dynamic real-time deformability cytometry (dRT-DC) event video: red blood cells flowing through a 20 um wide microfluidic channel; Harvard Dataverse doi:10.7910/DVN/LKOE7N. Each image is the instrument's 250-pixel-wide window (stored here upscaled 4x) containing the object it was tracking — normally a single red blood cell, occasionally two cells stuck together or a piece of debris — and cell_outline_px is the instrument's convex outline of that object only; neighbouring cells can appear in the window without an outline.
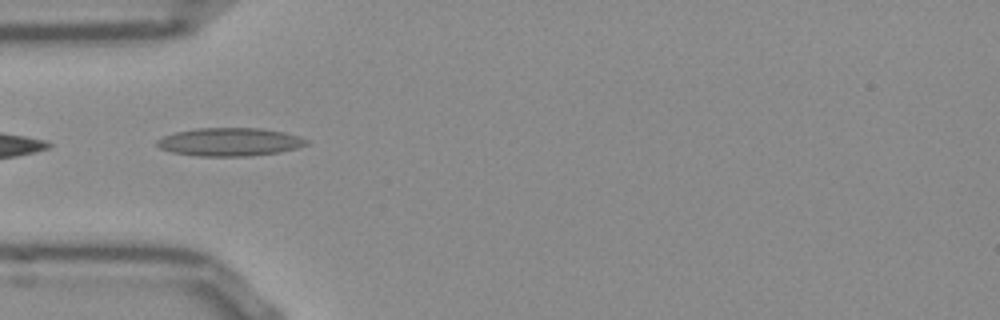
{"species": "Egyptian fruit bat (a non-hibernating species)", "species_latin": "Rousettus aegyptiacus", "temperature_condition": "room temperature", "stored_images_in_passage": 14, "camera_frame_rate_fps": 3000, "um_per_image_px": 0.085, "frame": {"image": 1, "passage_image": 1, "time_ms": 0.0, "image_size_px": [1000, 320], "cell_outline_px": [[308, 144], [296, 148], [280, 152], [248, 156], [200, 156], [172, 152], [160, 148], [156, 144], [156, 140], [164, 136], [176, 132], [196, 128], [260, 128], [284, 132], [300, 136], [308, 140]], "centroid_in_image_um": [19.54, 12.06], "position_along_channel_um": 65.5, "area_um2": 24.51}}
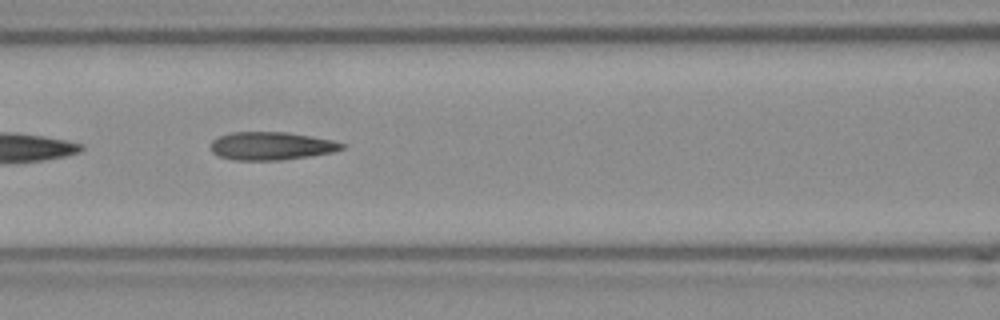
{"frame": {"image": 2, "passage_image": 7, "time_ms": 2.0, "image_size_px": [1000, 320], "cell_outline_px": [[348, 144], [344, 148], [332, 152], [308, 156], [280, 160], [236, 160], [220, 156], [212, 152], [212, 140], [220, 136], [232, 132], [288, 132], [332, 140]], "centroid_in_image_um": [23.09, 12.4], "position_along_channel_um": 143.5, "area_um2": 21.27}}
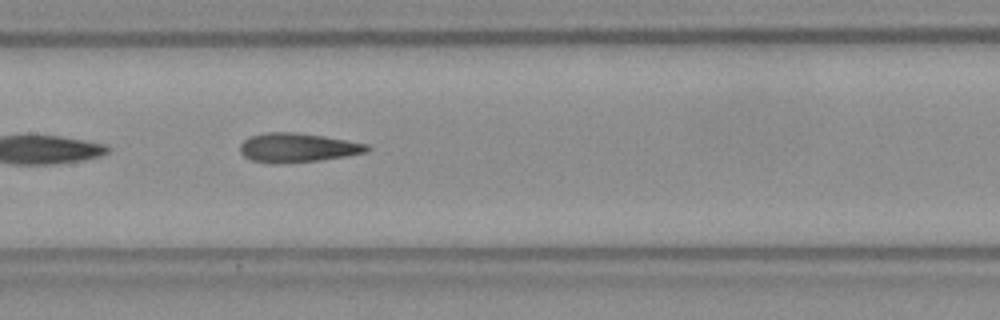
{"frame": {"image": 3, "passage_image": 10, "time_ms": 3.0, "image_size_px": [1000, 320], "cell_outline_px": [[372, 148], [364, 152], [348, 156], [320, 160], [276, 164], [252, 160], [244, 156], [240, 152], [240, 144], [248, 136], [264, 132], [296, 132], [324, 136], [368, 144]], "centroid_in_image_um": [25.27, 12.54], "position_along_channel_um": 182.1, "area_um2": 21.68}}